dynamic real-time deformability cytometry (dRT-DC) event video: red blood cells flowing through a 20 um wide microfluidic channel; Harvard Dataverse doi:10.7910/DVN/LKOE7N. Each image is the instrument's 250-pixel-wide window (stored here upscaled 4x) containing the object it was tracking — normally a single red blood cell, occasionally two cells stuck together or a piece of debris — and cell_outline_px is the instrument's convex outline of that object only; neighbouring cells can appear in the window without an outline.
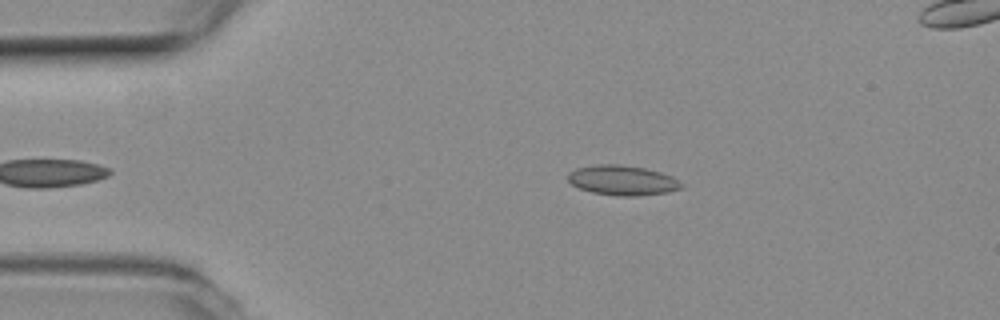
{"species": "common noctule bat (a hibernating species)", "species_latin": "Nyctalus noctula", "temperature_condition": "room temperature", "stored_images_in_passage": 4, "camera_frame_rate_fps": 3000, "um_per_image_px": 0.085, "animal": {"sex": "female", "body_mass_g": 19.3, "forearm_length_mm": 54.1}, "frame": {"image": 1, "passage_image": 4, "time_ms": 1.0, "image_size_px": [1000, 320], "cell_outline_px": [[684, 184], [680, 188], [668, 192], [636, 196], [616, 196], [592, 192], [580, 188], [572, 184], [568, 180], [568, 172], [576, 168], [600, 164], [620, 164], [644, 168], [660, 172], [672, 176]], "centroid_in_image_um": [52.91, 15.32], "position_along_channel_um": 32.1, "area_um2": 19.71}}